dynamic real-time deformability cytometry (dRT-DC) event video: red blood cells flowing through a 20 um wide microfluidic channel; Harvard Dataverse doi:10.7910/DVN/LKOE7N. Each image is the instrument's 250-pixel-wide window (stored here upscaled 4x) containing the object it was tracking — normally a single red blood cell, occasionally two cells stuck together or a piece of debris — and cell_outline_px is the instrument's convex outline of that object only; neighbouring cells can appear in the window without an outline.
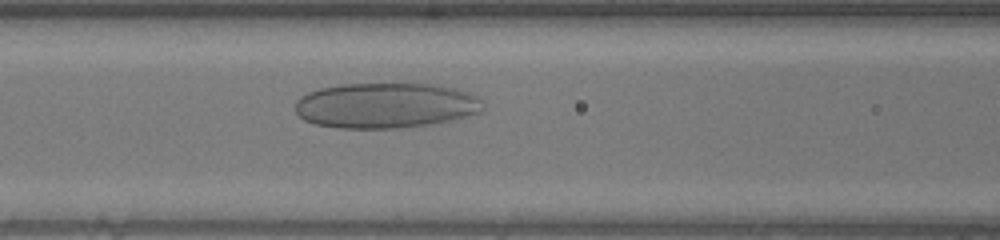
{"species": "human", "species_latin": "Homo sapiens", "temperature_condition": "warm", "stored_images_in_passage": 49, "camera_frame_rate_fps": 3000, "um_per_image_px": 0.085, "donor": {"sex": "male"}, "frame": {"image": 1, "passage_image": 18, "time_ms": 5.667, "image_size_px": [1000, 240], "cell_outline_px": [[484, 108], [480, 112], [468, 116], [452, 120], [432, 124], [400, 128], [340, 128], [316, 124], [304, 120], [296, 112], [296, 100], [300, 96], [308, 92], [320, 88], [344, 84], [440, 84], [460, 88], [480, 96], [484, 100]], "centroid_in_image_um": [32.87, 8.95], "position_along_channel_um": 133.7, "area_um2": 50.29}}
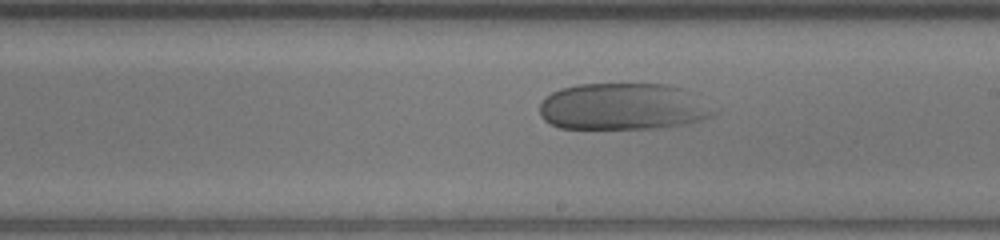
{"frame": {"image": 2, "passage_image": 26, "time_ms": 8.333, "image_size_px": [1000, 240], "cell_outline_px": [[716, 112], [712, 116], [688, 124], [656, 128], [560, 128], [544, 120], [540, 116], [540, 104], [552, 92], [560, 88], [580, 84], [668, 84], [684, 88]], "centroid_in_image_um": [52.93, 9.06], "position_along_channel_um": 236.1, "area_um2": 47.16}}
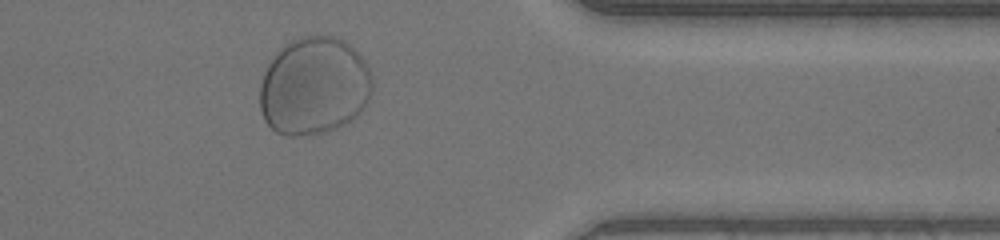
{"frame": {"image": 3, "passage_image": 39, "time_ms": 12.667, "image_size_px": [1000, 240], "cell_outline_px": [[372, 92], [364, 108], [352, 120], [336, 128], [324, 132], [308, 136], [284, 136], [276, 132], [264, 120], [260, 108], [260, 84], [268, 64], [280, 48], [292, 40], [308, 36], [332, 36], [344, 40], [364, 60], [368, 68], [372, 80]], "centroid_in_image_um": [26.69, 7.35], "position_along_channel_um": 384.7, "area_um2": 64.22}}